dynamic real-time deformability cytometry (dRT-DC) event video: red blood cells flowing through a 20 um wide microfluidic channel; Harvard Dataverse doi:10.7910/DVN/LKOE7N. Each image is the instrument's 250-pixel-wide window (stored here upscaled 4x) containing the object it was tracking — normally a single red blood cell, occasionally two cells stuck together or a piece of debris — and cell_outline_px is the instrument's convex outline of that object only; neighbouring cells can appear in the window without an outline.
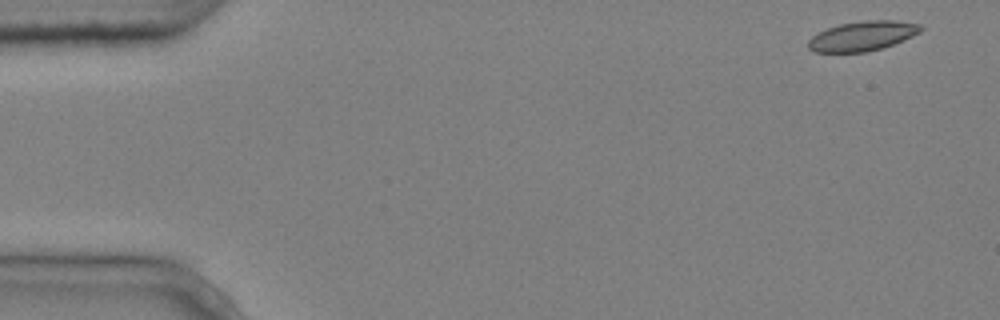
{"species": "common noctule bat (a hibernating species)", "species_latin": "Nyctalus noctula", "temperature_condition": "cold", "stored_images_in_passage": 7, "camera_frame_rate_fps": 3000, "um_per_image_px": 0.085, "animal": {"sex": "male", "body_mass_g": 20.4}, "frame": {"image": 1, "passage_image": 1, "time_ms": 0.0, "image_size_px": [1000, 320], "cell_outline_px": [[924, 28], [920, 32], [904, 40], [884, 48], [864, 52], [812, 52], [808, 48], [808, 40], [812, 36], [828, 28], [840, 24], [864, 20], [896, 20], [924, 24]], "centroid_in_image_um": [73.36, 3.05], "position_along_channel_um": 11.6, "area_um2": 19.65}}
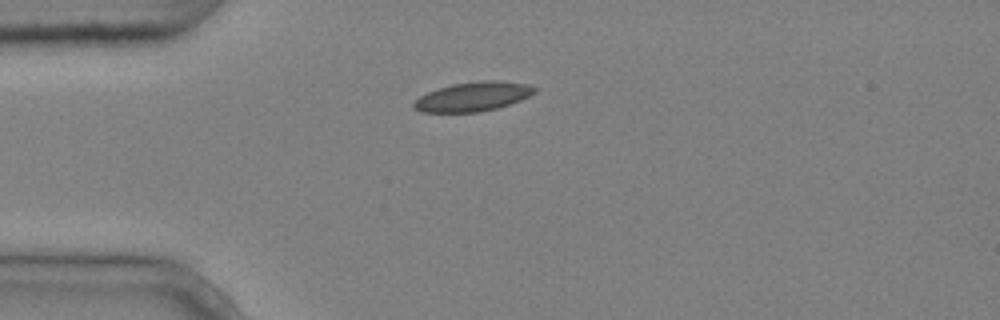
{"frame": {"image": 2, "passage_image": 4, "time_ms": 1.0, "image_size_px": [1000, 320], "cell_outline_px": [[536, 92], [520, 100], [496, 108], [480, 112], [420, 112], [412, 108], [412, 104], [420, 96], [428, 92], [452, 84], [484, 80], [500, 80], [528, 84], [536, 88]], "centroid_in_image_um": [40.19, 8.21], "position_along_channel_um": 44.8, "area_um2": 20.52}}